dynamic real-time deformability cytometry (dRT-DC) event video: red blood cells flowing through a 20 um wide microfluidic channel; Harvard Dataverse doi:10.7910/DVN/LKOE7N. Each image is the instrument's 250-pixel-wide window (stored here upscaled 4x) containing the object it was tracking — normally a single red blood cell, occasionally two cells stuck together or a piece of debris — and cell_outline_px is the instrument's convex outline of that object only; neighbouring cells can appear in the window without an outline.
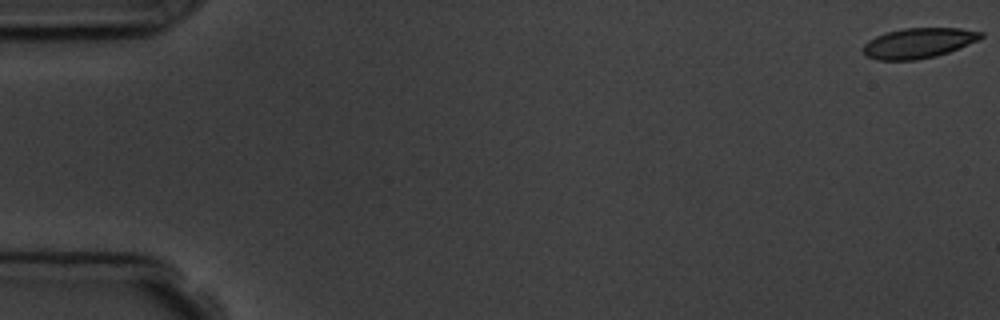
{"species": "common noctule bat (a hibernating species)", "species_latin": "Nyctalus noctula", "temperature_condition": "room temperature", "stored_images_in_passage": 5, "camera_frame_rate_fps": 3000, "um_per_image_px": 0.085, "animal": {"sex": "male", "body_mass_g": 19.5, "forearm_length_mm": 54.6}, "frame": {"image": 1, "passage_image": 1, "time_ms": 0.0, "image_size_px": [1000, 320], "cell_outline_px": [[984, 36], [968, 44], [948, 52], [936, 56], [916, 60], [876, 60], [868, 56], [864, 52], [864, 44], [868, 40], [876, 36], [888, 32], [904, 28], [960, 28], [984, 32]], "centroid_in_image_um": [78.07, 3.66], "position_along_channel_um": 6.9, "area_um2": 20.52}}
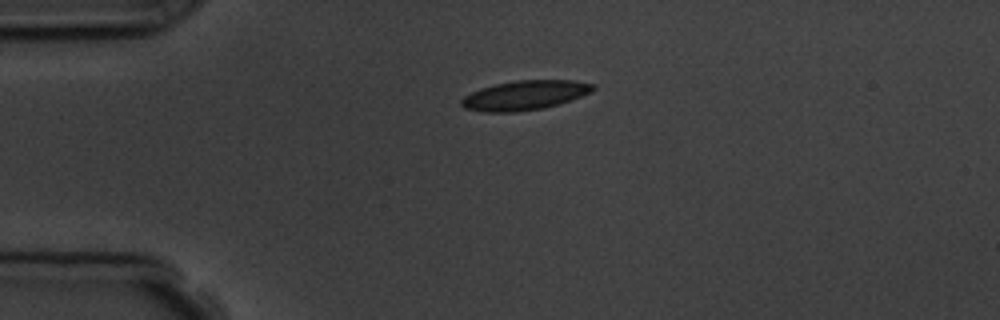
{"frame": {"image": 2, "passage_image": 4, "time_ms": 4.333, "image_size_px": [1000, 320], "cell_outline_px": [[596, 88], [592, 92], [572, 100], [544, 108], [516, 112], [484, 112], [464, 108], [460, 104], [460, 100], [464, 96], [480, 88], [496, 84], [516, 80], [576, 80], [596, 84]], "centroid_in_image_um": [44.64, 8.09], "position_along_channel_um": 40.4, "area_um2": 22.83}}